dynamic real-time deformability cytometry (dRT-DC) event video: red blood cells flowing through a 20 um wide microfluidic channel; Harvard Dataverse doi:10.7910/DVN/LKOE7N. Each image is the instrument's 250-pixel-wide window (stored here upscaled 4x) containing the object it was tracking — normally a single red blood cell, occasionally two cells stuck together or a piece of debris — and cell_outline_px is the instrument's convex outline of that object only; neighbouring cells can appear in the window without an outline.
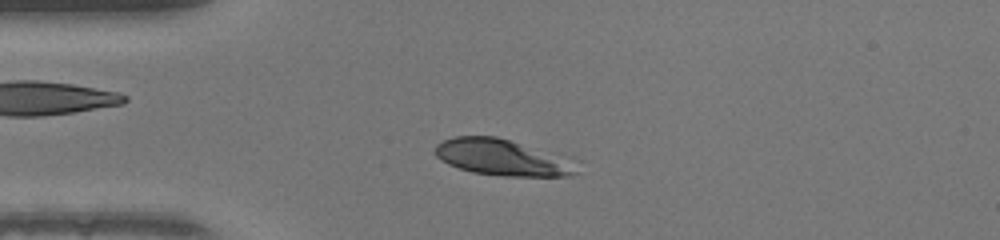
{"species": "human", "species_latin": "Homo sapiens", "temperature_condition": "warm", "stored_images_in_passage": 45, "camera_frame_rate_fps": 3000, "um_per_image_px": 0.085, "donor": {"sex": "female"}, "frame": {"image": 1, "passage_image": 9, "time_ms": 2.667, "image_size_px": [1000, 240], "cell_outline_px": [[560, 172], [556, 176], [524, 176], [476, 172], [460, 168], [444, 160], [436, 152], [436, 148], [444, 140], [460, 136], [492, 136], [508, 140], [552, 164]], "centroid_in_image_um": [41.95, 13.33], "position_along_channel_um": 43.0, "area_um2": 23.99}}
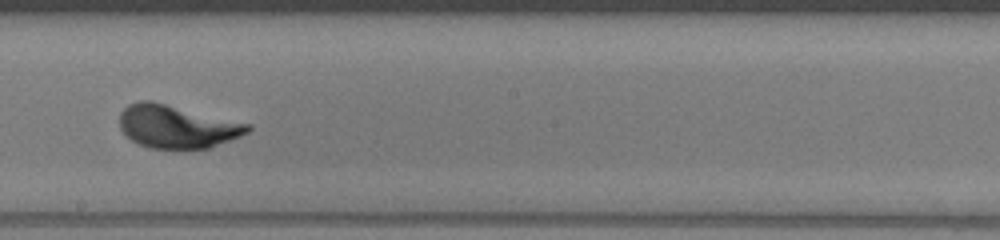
{"frame": {"image": 2, "passage_image": 24, "time_ms": 7.667, "image_size_px": [1000, 240], "cell_outline_px": [[248, 128], [244, 132], [236, 136], [204, 148], [156, 148], [144, 144], [128, 136], [124, 132], [120, 124], [120, 116], [132, 104], [160, 104], [248, 124]], "centroid_in_image_um": [15.02, 10.8], "position_along_channel_um": 233.2, "area_um2": 29.02}}
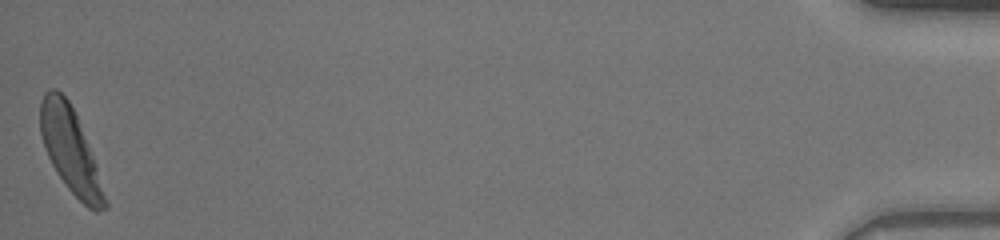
{"frame": {"image": 3, "passage_image": 45, "time_ms": 14.667, "image_size_px": [1000, 240], "cell_outline_px": [[104, 208], [92, 208], [84, 204], [72, 192], [60, 176], [44, 144], [40, 128], [40, 108], [44, 96], [48, 92], [60, 92], [68, 100], [72, 108], [92, 160], [104, 200]], "centroid_in_image_um": [5.89, 12.7], "position_along_channel_um": 429.3, "area_um2": 28.32}}